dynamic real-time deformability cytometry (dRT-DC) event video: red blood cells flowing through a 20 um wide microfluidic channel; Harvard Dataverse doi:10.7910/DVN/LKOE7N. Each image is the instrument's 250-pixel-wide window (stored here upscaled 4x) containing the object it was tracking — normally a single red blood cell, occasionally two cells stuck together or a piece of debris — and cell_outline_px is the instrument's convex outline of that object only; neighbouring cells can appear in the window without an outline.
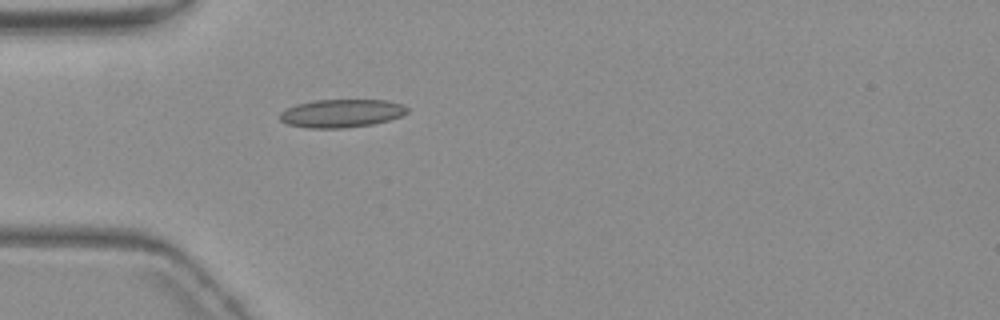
{"species": "common noctule bat (a hibernating species)", "species_latin": "Nyctalus noctula", "temperature_condition": "warm", "stored_images_in_passage": 6, "camera_frame_rate_fps": 3000, "um_per_image_px": 0.085, "animal": {"sex": "female", "body_mass_g": 19.3, "forearm_length_mm": 54.1}, "frame": {"image": 1, "passage_image": 6, "time_ms": 7.0, "image_size_px": [1000, 320], "cell_outline_px": [[408, 112], [400, 116], [388, 120], [372, 124], [344, 128], [308, 128], [288, 124], [280, 120], [280, 112], [296, 104], [316, 100], [388, 100], [400, 104], [408, 108]], "centroid_in_image_um": [29.01, 9.63], "position_along_channel_um": 56.0, "area_um2": 20.75}}